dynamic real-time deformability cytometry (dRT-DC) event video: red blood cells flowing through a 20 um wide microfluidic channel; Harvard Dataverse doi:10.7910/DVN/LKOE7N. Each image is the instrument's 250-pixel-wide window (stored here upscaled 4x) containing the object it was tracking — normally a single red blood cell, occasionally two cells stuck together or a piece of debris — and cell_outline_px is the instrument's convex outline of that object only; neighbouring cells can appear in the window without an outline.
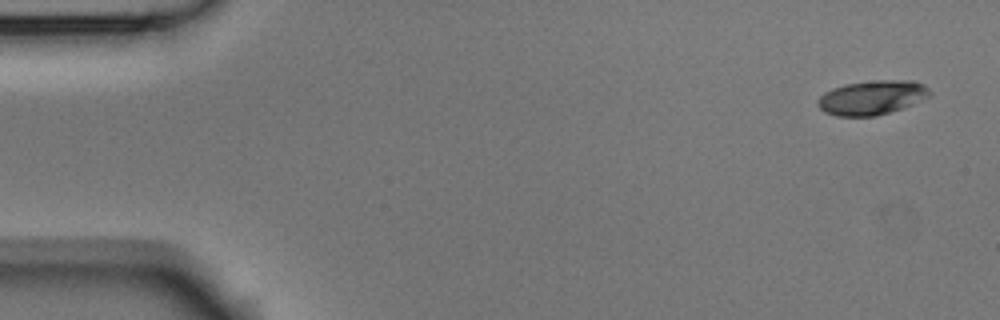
{"species": "Egyptian fruit bat (a non-hibernating species)", "species_latin": "Rousettus aegyptiacus", "temperature_condition": "room temperature", "stored_images_in_passage": 4, "camera_frame_rate_fps": 3000, "um_per_image_px": 0.085, "animal": {"sex": "male"}, "frame": {"image": 1, "passage_image": 1, "time_ms": 0.0, "image_size_px": [1000, 320], "cell_outline_px": [[932, 92], [928, 96], [912, 104], [876, 116], [836, 116], [824, 112], [816, 104], [816, 100], [824, 92], [832, 88], [844, 84], [876, 80], [912, 80], [924, 84]], "centroid_in_image_um": [74.07, 8.28], "position_along_channel_um": 10.9, "area_um2": 22.37}}
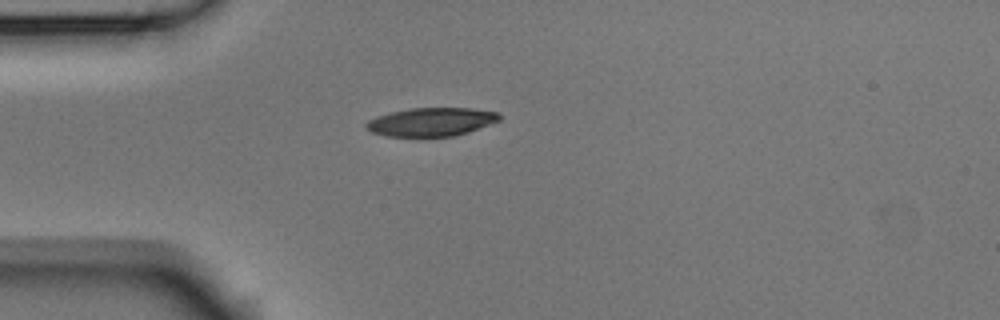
{"frame": {"image": 2, "passage_image": 3, "time_ms": 0.667, "image_size_px": [1000, 320], "cell_outline_px": [[500, 120], [468, 132], [452, 136], [388, 136], [372, 132], [364, 124], [368, 120], [376, 116], [392, 112], [412, 108], [472, 108], [500, 112]], "centroid_in_image_um": [36.68, 10.35], "position_along_channel_um": 48.3, "area_um2": 21.91}}